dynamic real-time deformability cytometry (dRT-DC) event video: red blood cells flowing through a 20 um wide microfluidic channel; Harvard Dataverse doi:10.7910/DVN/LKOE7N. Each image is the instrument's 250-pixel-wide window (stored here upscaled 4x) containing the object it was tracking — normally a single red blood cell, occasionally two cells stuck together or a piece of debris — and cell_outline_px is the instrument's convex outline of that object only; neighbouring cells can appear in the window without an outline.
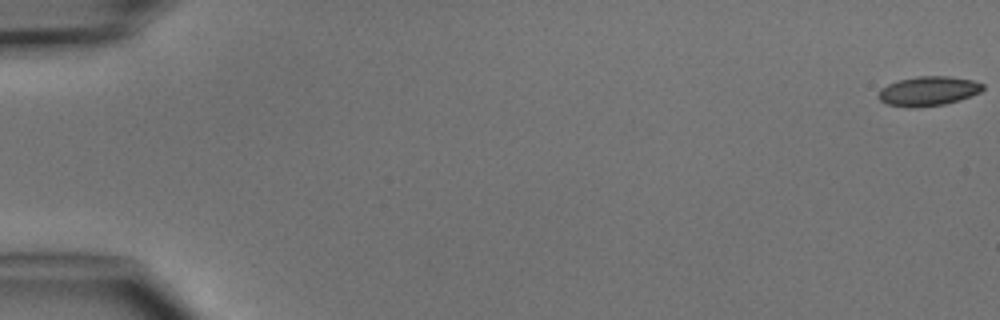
{"species": "common noctule bat (a hibernating species)", "species_latin": "Nyctalus noctula", "temperature_condition": "cold", "stored_images_in_passage": 4, "camera_frame_rate_fps": 3000, "um_per_image_px": 0.085, "animal": {"sex": "male", "body_mass_g": 15.6}, "frame": {"image": 1, "passage_image": 1, "time_ms": 0.0, "image_size_px": [1000, 320], "cell_outline_px": [[984, 88], [980, 92], [960, 100], [944, 104], [912, 108], [908, 108], [884, 104], [876, 96], [880, 88], [888, 84], [900, 80], [916, 76], [948, 76], [972, 80], [984, 84]], "centroid_in_image_um": [78.86, 7.75], "position_along_channel_um": 6.1, "area_um2": 18.09}}